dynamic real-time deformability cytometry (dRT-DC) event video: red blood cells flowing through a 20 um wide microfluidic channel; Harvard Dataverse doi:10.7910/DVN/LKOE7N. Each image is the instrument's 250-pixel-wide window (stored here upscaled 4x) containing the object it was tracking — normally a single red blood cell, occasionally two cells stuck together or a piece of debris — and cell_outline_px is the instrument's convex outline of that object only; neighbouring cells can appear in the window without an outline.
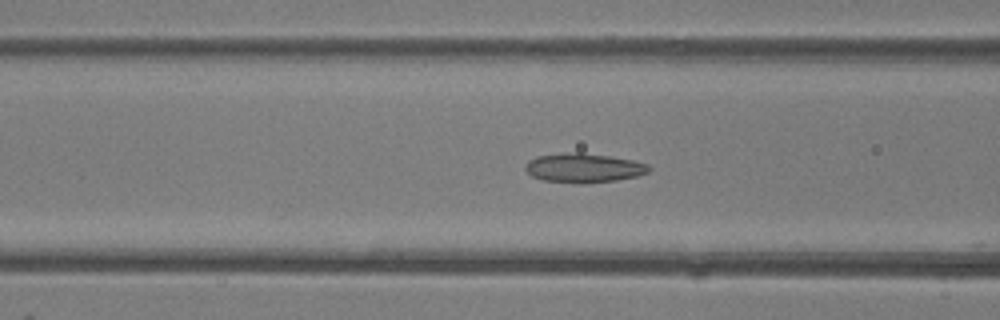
{"species": "common noctule bat (a hibernating species)", "species_latin": "Nyctalus noctula", "temperature_condition": "room temperature", "stored_images_in_passage": 36, "camera_frame_rate_fps": 3000, "um_per_image_px": 0.085, "animal": {"sex": "female"}, "frame": {"image": 1, "passage_image": 8, "time_ms": 2.333, "image_size_px": [1000, 320], "cell_outline_px": [[652, 168], [648, 172], [636, 176], [616, 180], [584, 184], [580, 184], [544, 180], [532, 176], [524, 168], [524, 164], [528, 160], [536, 156], [560, 152], [580, 152], [612, 156], [632, 160], [648, 164]], "centroid_in_image_um": [49.59, 14.26], "position_along_channel_um": 117.0, "area_um2": 21.39}}
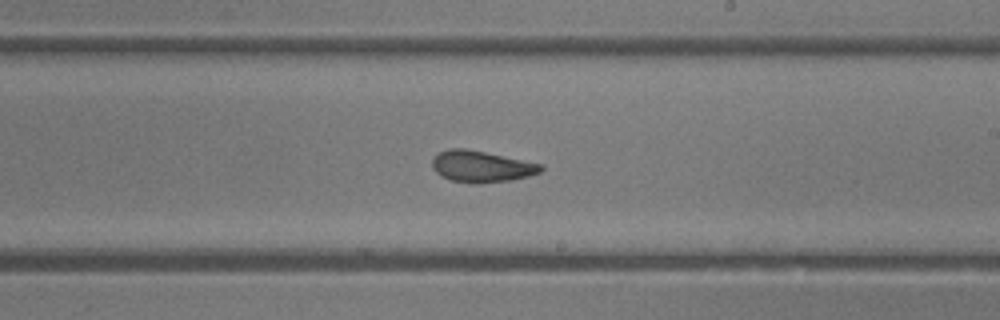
{"frame": {"image": 2, "passage_image": 17, "time_ms": 5.333, "image_size_px": [1000, 320], "cell_outline_px": [[544, 168], [540, 172], [528, 176], [512, 180], [480, 184], [472, 184], [452, 180], [436, 172], [432, 168], [432, 156], [448, 148], [464, 148], [544, 164]], "centroid_in_image_um": [40.92, 14.15], "position_along_channel_um": 248.1, "area_um2": 20.0}}
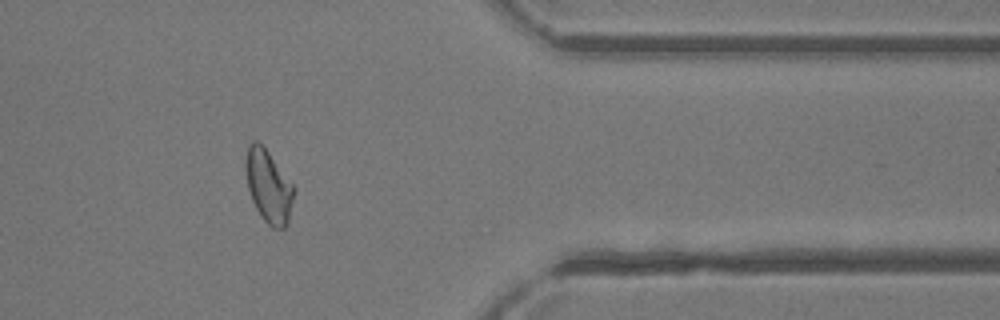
{"frame": {"image": 3, "passage_image": 28, "time_ms": 9.0, "image_size_px": [1000, 320], "cell_outline_px": [[296, 188], [288, 224], [284, 228], [272, 228], [264, 220], [256, 208], [252, 200], [248, 188], [244, 168], [244, 164], [248, 144], [252, 140], [256, 140], [268, 152]], "centroid_in_image_um": [22.82, 15.83], "position_along_channel_um": 388.6, "area_um2": 20.52}, "authors_computed_cell_mechanics": {"area_um2": 20.1433, "velocity_mm_per_s": 4.3686, "shape_relaxation_time_tau1_ms": null, "shape_relaxation_time_tau2_ms": 1.8302, "deformation_change_tau1": null, "deformation_change_tau2": 0.0789}}